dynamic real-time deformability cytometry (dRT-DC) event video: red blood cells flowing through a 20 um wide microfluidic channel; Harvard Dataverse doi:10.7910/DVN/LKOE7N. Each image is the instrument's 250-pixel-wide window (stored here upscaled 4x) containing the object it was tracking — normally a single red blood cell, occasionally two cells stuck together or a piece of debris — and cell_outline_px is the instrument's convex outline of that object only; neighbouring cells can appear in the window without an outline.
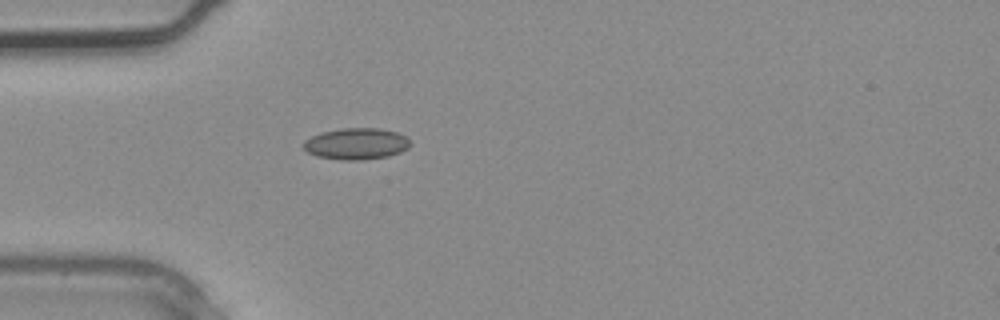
{"species": "common noctule bat (a hibernating species)", "species_latin": "Nyctalus noctula", "temperature_condition": "warm", "stored_images_in_passage": 2, "camera_frame_rate_fps": 3000, "um_per_image_px": 0.085, "animal": {"sex": "male", "body_mass_g": 20.4}, "frame": {"image": 1, "passage_image": 1, "time_ms": 0.0, "image_size_px": [1000, 320], "cell_outline_px": [[412, 144], [408, 148], [400, 152], [388, 156], [364, 160], [340, 160], [316, 156], [308, 152], [304, 148], [304, 140], [320, 132], [344, 128], [380, 128], [396, 132], [404, 136]], "centroid_in_image_um": [30.28, 12.22], "position_along_channel_um": 54.7, "area_um2": 19.59}}